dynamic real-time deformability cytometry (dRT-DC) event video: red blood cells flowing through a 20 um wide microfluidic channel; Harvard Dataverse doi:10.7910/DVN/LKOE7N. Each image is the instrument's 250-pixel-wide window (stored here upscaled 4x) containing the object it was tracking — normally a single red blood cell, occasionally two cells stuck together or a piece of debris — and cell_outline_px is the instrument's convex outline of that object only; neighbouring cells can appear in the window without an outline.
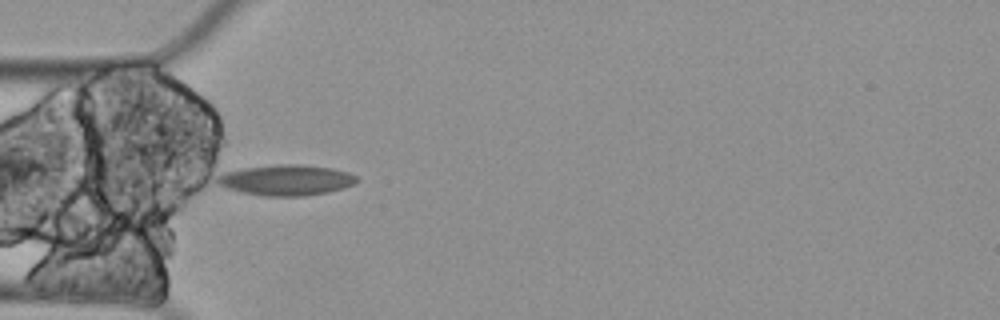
{"species": "Egyptian fruit bat (a non-hibernating species)", "species_latin": "Rousettus aegyptiacus", "temperature_condition": "cold", "stored_images_in_passage": 2, "camera_frame_rate_fps": 3000, "um_per_image_px": 0.085, "animal": {"sex": "female"}, "frame": {"image": 1, "passage_image": 1, "time_ms": 0.0, "image_size_px": [1000, 320], "cell_outline_px": [[360, 180], [352, 184], [328, 192], [304, 196], [264, 196], [240, 192], [216, 184], [216, 176], [224, 172], [244, 168], [276, 164], [300, 164], [332, 168], [348, 172], [356, 176]], "centroid_in_image_um": [24.29, 15.3], "position_along_channel_um": 60.7, "area_um2": 24.97}}
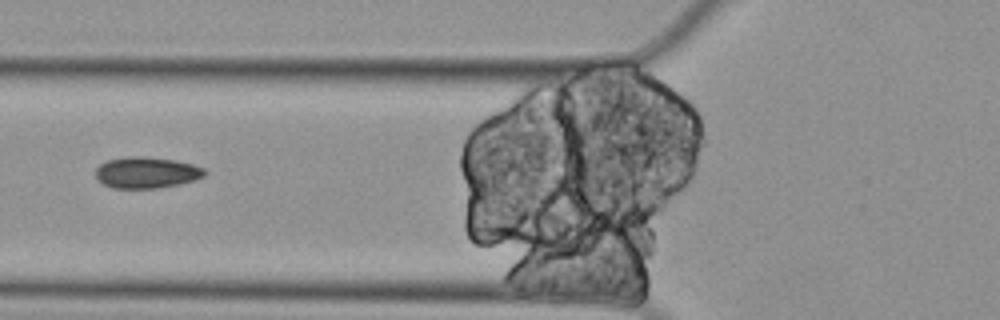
{"frame": {"image": 2, "passage_image": 2, "time_ms": 0.333, "image_size_px": [1000, 320], "cell_outline_px": [[208, 172], [204, 176], [196, 180], [180, 184], [156, 188], [112, 188], [96, 180], [96, 168], [104, 160], [128, 156], [144, 156], [176, 160], [192, 164], [204, 168]], "centroid_in_image_um": [12.45, 14.66], "position_along_channel_um": 113.4, "area_um2": 20.17}}